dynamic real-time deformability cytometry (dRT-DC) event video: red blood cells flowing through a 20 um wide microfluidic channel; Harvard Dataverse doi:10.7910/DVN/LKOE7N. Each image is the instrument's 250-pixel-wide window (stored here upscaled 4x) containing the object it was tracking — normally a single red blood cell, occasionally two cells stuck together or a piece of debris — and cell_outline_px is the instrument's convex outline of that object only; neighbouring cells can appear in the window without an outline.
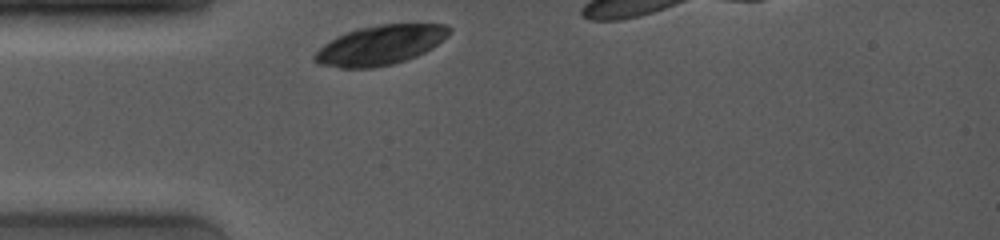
{"species": "common noctule bat (a hibernating species)", "species_latin": "Nyctalus noctula", "temperature_condition": "room temperature", "stored_images_in_passage": 7, "camera_frame_rate_fps": 4000, "um_per_image_px": 0.085, "animal": {"sex": "female", "body_mass_g": 19.0, "forearm_length_mm": 53.3}, "frame": {"image": 1, "passage_image": 1, "time_ms": 0.0, "image_size_px": [1000, 240], "cell_outline_px": [[452, 32], [448, 36], [432, 48], [416, 56], [392, 64], [372, 68], [340, 68], [320, 64], [312, 60], [312, 56], [324, 44], [336, 36], [344, 32], [356, 28], [380, 24], [444, 24], [452, 28]], "centroid_in_image_um": [32.31, 3.82], "position_along_channel_um": 52.7, "area_um2": 31.15}}
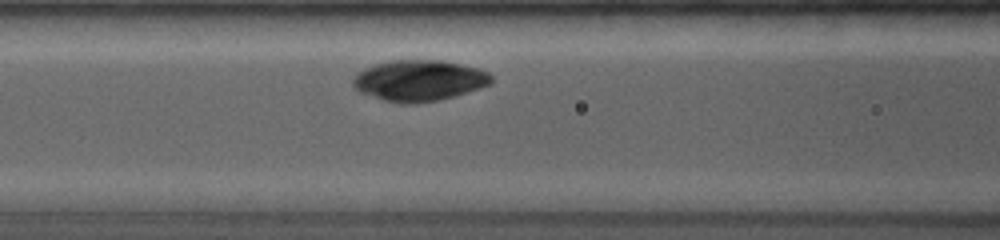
{"frame": {"image": 2, "passage_image": 6, "time_ms": 2.25, "image_size_px": [1000, 240], "cell_outline_px": [[492, 84], [456, 96], [440, 100], [416, 104], [404, 104], [384, 100], [360, 92], [352, 84], [352, 80], [364, 68], [376, 64], [392, 60], [440, 60], [460, 64], [476, 68], [488, 72], [492, 76]], "centroid_in_image_um": [35.65, 6.86], "position_along_channel_um": 130.9, "area_um2": 33.0}}